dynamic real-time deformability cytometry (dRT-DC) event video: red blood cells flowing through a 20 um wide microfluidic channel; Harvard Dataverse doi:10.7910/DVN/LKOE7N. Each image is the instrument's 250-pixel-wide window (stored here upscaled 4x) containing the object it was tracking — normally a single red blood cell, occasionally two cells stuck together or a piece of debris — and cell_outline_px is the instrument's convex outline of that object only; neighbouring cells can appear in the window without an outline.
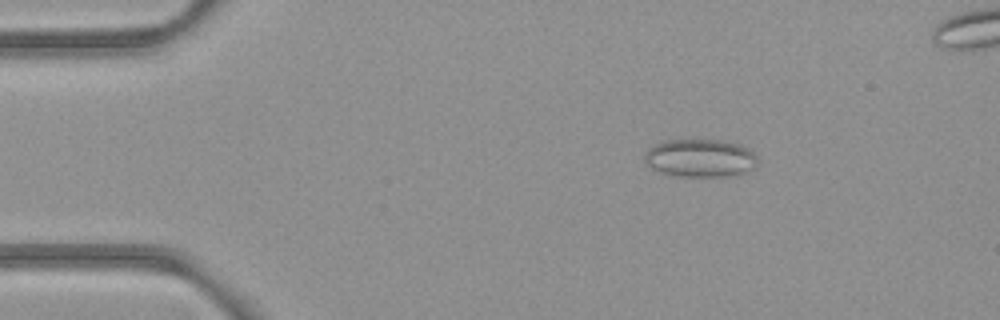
{"species": "common noctule bat (a hibernating species)", "species_latin": "Nyctalus noctula", "temperature_condition": "room temperature", "stored_images_in_passage": 4, "camera_frame_rate_fps": 3000, "um_per_image_px": 0.085, "animal": {"sex": "female", "body_mass_g": 21.9}, "frame": {"image": 1, "passage_image": 2, "time_ms": 1.333, "image_size_px": [1000, 320], "cell_outline_px": [[756, 164], [752, 168], [736, 176], [676, 176], [652, 168], [644, 160], [644, 152], [648, 148], [664, 140], [720, 140], [740, 144], [748, 148], [756, 156]], "centroid_in_image_um": [59.51, 13.43], "position_along_channel_um": 25.5, "area_um2": 24.91}}